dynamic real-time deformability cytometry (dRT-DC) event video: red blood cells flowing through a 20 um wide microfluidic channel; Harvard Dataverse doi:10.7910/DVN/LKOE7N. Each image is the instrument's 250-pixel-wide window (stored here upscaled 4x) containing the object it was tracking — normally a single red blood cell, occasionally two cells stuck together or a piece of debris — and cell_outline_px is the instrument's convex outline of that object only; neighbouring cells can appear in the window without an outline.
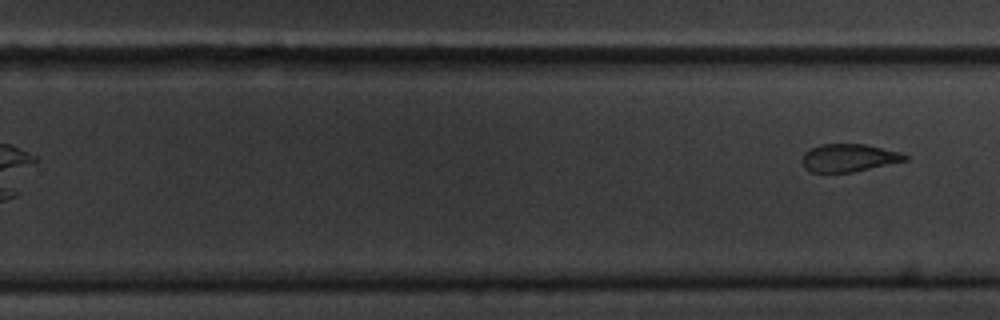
{"species": "common noctule bat (a hibernating species)", "species_latin": "Nyctalus noctula", "temperature_condition": "cold", "stored_images_in_passage": 10, "camera_frame_rate_fps": 3000, "um_per_image_px": 0.085, "animal": {"sex": "male", "body_mass_g": 20.1, "forearm_length_mm": 53.5}, "frame": {"image": 1, "passage_image": 10, "time_ms": 11.333, "image_size_px": [1000, 320], "cell_outline_px": [[908, 160], [852, 172], [812, 172], [804, 168], [800, 160], [804, 152], [820, 144], [864, 144], [900, 152], [908, 156]], "centroid_in_image_um": [72.11, 13.41], "position_along_channel_um": 257.7, "area_um2": 16.65}}